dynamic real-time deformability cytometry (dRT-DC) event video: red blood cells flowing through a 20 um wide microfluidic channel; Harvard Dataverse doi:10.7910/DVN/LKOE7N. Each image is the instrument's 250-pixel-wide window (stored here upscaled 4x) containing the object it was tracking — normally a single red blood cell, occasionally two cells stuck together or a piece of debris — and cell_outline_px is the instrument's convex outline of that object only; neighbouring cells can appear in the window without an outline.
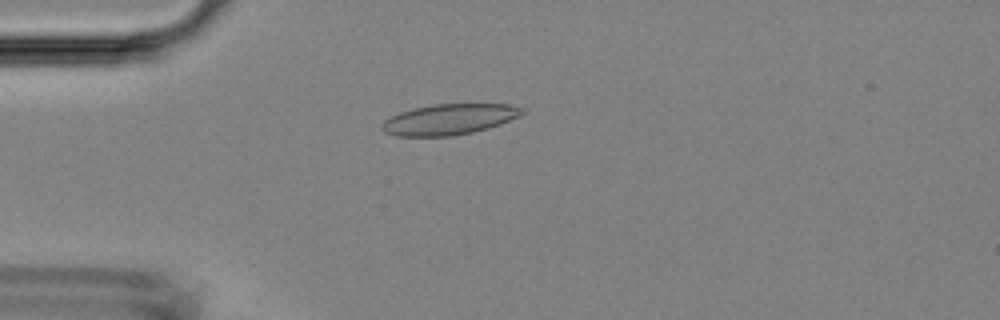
{"species": "Egyptian fruit bat (a non-hibernating species)", "species_latin": "Rousettus aegyptiacus", "temperature_condition": "room temperature", "stored_images_in_passage": 49, "camera_frame_rate_fps": 3000, "um_per_image_px": 0.085, "animal": {"sex": "female"}, "frame": {"image": 1, "passage_image": 13, "time_ms": 4.0, "image_size_px": [1000, 320], "cell_outline_px": [[524, 112], [520, 116], [500, 124], [488, 128], [472, 132], [452, 136], [396, 136], [384, 132], [380, 128], [380, 124], [384, 120], [400, 112], [412, 108], [436, 104], [512, 104], [524, 108]], "centroid_in_image_um": [38.17, 10.14], "position_along_channel_um": 46.8, "area_um2": 25.2}}
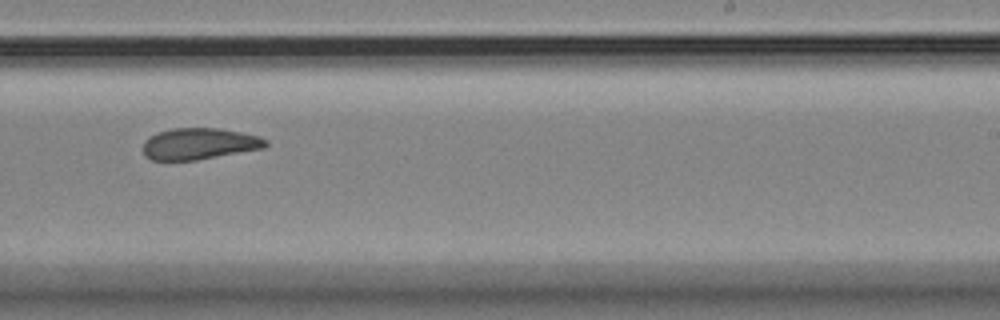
{"frame": {"image": 2, "passage_image": 31, "time_ms": 10.0, "image_size_px": [1000, 320], "cell_outline_px": [[268, 144], [264, 148], [196, 160], [152, 160], [144, 156], [144, 140], [148, 136], [156, 132], [172, 128], [216, 128], [240, 132], [260, 136], [268, 140]], "centroid_in_image_um": [16.92, 12.21], "position_along_channel_um": 272.1, "area_um2": 22.54}}
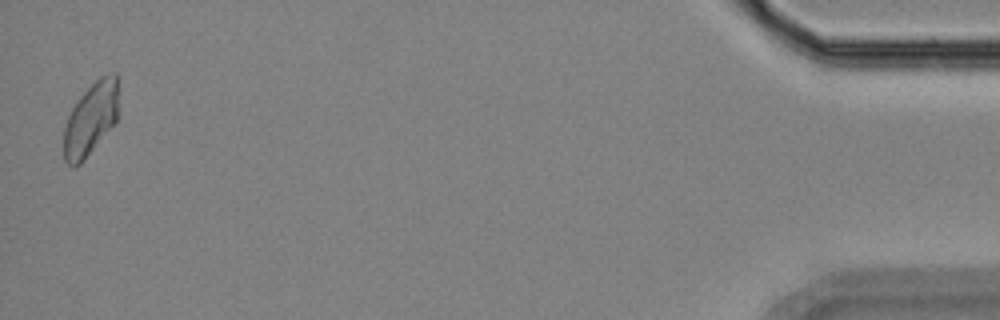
{"frame": {"image": 3, "passage_image": 49, "time_ms": 16.0, "image_size_px": [1000, 320], "cell_outline_px": [[120, 116], [84, 160], [80, 164], [68, 164], [64, 160], [64, 128], [68, 116], [72, 108], [80, 96], [100, 76], [112, 72], [116, 72]], "centroid_in_image_um": [7.75, 10.07], "position_along_channel_um": 427.4, "area_um2": 23.18}}